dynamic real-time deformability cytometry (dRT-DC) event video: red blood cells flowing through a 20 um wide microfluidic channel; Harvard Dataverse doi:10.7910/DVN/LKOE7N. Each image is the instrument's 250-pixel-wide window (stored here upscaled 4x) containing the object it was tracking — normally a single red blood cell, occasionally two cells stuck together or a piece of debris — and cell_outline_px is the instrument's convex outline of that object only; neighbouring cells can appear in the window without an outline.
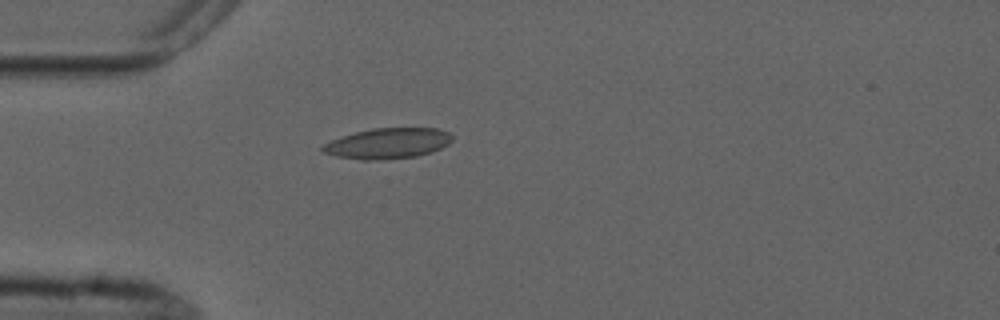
{"species": "common noctule bat (a hibernating species)", "species_latin": "Nyctalus noctula", "temperature_condition": "cold", "stored_images_in_passage": 1, "camera_frame_rate_fps": 3000, "um_per_image_px": 0.085, "animal": {"sex": "male", "forearm_length_mm": 52.5}, "frame": {"image": 1, "passage_image": 1, "time_ms": 0.0, "image_size_px": [1000, 320], "cell_outline_px": [[452, 140], [448, 144], [432, 152], [416, 156], [372, 160], [364, 160], [336, 156], [324, 152], [320, 148], [324, 144], [332, 140], [356, 132], [372, 128], [436, 128], [448, 132], [452, 136]], "centroid_in_image_um": [32.98, 12.18], "position_along_channel_um": 52.0, "area_um2": 22.77}}